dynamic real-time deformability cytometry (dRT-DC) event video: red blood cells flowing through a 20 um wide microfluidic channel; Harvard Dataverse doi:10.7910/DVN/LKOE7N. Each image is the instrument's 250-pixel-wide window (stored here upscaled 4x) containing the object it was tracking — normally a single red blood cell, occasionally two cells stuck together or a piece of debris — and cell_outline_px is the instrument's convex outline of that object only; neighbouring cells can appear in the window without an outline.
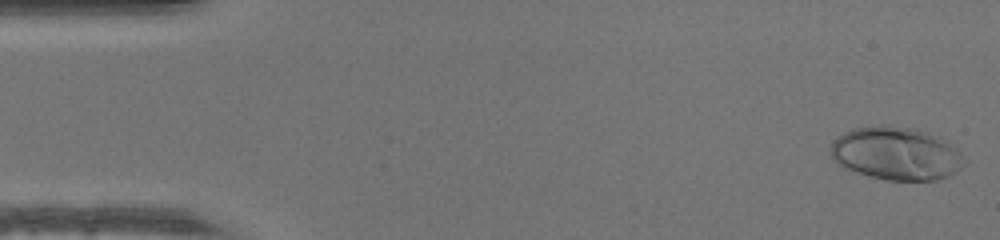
{"species": "human", "species_latin": "Homo sapiens", "temperature_condition": "warm", "stored_images_in_passage": 48, "camera_frame_rate_fps": 3000, "um_per_image_px": 0.085, "donor": {"sex": "male"}, "frame": {"image": 1, "passage_image": 1, "time_ms": 0.0, "image_size_px": [1000, 240], "cell_outline_px": [[968, 160], [956, 172], [948, 176], [936, 180], [884, 180], [852, 172], [836, 164], [832, 160], [832, 140], [836, 136], [852, 128], [876, 124], [892, 124], [912, 128], [924, 132], [956, 148]], "centroid_in_image_um": [76.11, 13.05], "position_along_channel_um": 8.9, "area_um2": 41.67}}
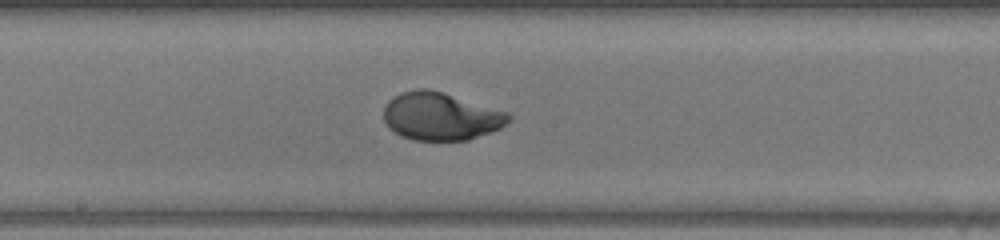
{"frame": {"image": 2, "passage_image": 25, "time_ms": 8.0, "image_size_px": [1000, 240], "cell_outline_px": [[512, 120], [500, 128], [468, 140], [412, 140], [400, 136], [388, 128], [384, 120], [384, 104], [392, 96], [400, 92], [416, 88], [428, 88], [444, 92], [508, 112], [512, 116]], "centroid_in_image_um": [37.43, 9.87], "position_along_channel_um": 210.8, "area_um2": 35.26}}
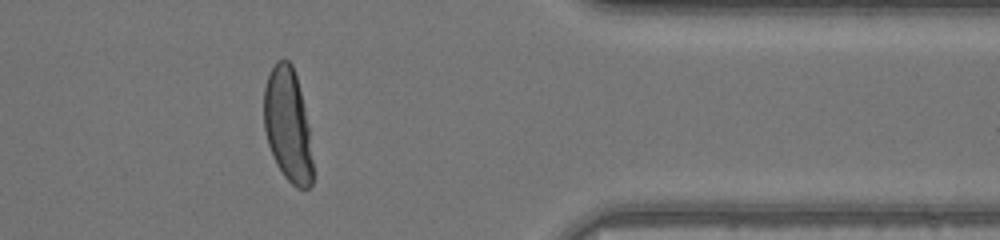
{"frame": {"image": 3, "passage_image": 39, "time_ms": 12.667, "image_size_px": [1000, 240], "cell_outline_px": [[312, 184], [308, 188], [296, 188], [284, 176], [276, 164], [268, 144], [264, 128], [264, 88], [268, 76], [276, 60], [288, 60], [292, 64], [296, 76], [300, 92], [308, 128], [312, 160]], "centroid_in_image_um": [24.44, 10.64], "position_along_channel_um": 387.0, "area_um2": 31.85}}